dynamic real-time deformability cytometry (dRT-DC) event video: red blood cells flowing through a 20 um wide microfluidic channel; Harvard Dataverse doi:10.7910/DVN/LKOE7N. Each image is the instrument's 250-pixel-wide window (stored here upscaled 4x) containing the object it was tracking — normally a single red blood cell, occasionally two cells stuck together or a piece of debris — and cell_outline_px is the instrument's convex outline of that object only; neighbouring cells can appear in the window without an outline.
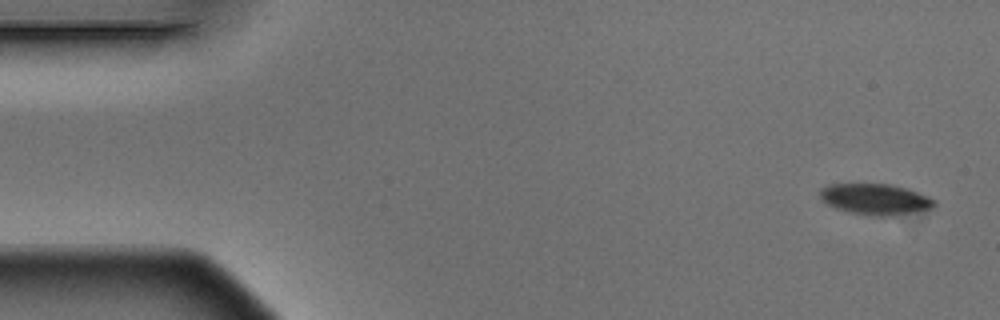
{"species": "Egyptian fruit bat (a non-hibernating species)", "species_latin": "Rousettus aegyptiacus", "temperature_condition": "warm", "stored_images_in_passage": 4, "camera_frame_rate_fps": 3000, "um_per_image_px": 0.085, "animal": {"sex": "male"}, "frame": {"image": 1, "passage_image": 1, "time_ms": 0.0, "image_size_px": [1000, 320], "cell_outline_px": [[936, 204], [932, 208], [924, 212], [892, 216], [876, 216], [852, 212], [836, 208], [820, 200], [820, 188], [828, 184], [888, 184], [904, 188], [928, 196], [936, 200]], "centroid_in_image_um": [74.44, 16.94], "position_along_channel_um": 10.6, "area_um2": 20.75}}
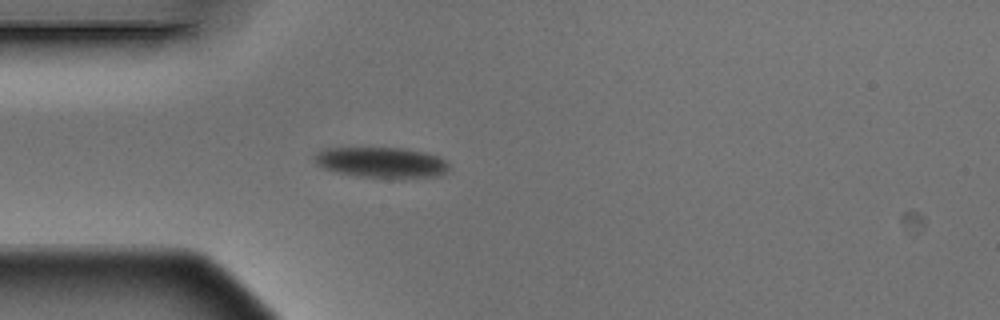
{"frame": {"image": 2, "passage_image": 4, "time_ms": 1.0, "image_size_px": [1000, 320], "cell_outline_px": [[448, 168], [440, 176], [404, 180], [356, 176], [336, 172], [324, 168], [316, 164], [312, 156], [316, 152], [324, 148], [408, 148], [440, 156], [448, 164]], "centroid_in_image_um": [32.44, 13.83], "position_along_channel_um": 52.6, "area_um2": 24.74}}